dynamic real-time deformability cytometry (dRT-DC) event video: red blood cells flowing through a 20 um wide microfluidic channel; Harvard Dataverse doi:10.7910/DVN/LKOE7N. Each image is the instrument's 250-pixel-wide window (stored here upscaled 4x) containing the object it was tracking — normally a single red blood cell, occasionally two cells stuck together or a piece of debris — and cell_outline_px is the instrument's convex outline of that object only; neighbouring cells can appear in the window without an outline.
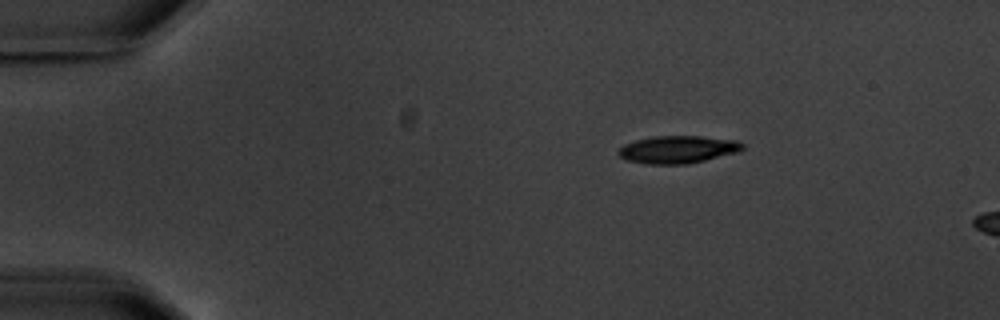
{"species": "common noctule bat (a hibernating species)", "species_latin": "Nyctalus noctula", "temperature_condition": "warm", "stored_images_in_passage": 3, "camera_frame_rate_fps": 3000, "um_per_image_px": 0.085, "animal": {"sex": "male", "body_mass_g": 20.1, "forearm_length_mm": 53.5}, "frame": {"image": 1, "passage_image": 1, "time_ms": 0.0, "image_size_px": [1000, 320], "cell_outline_px": [[744, 148], [736, 152], [688, 164], [644, 164], [628, 160], [620, 156], [616, 152], [624, 144], [636, 140], [652, 136], [700, 136], [736, 140], [744, 144]], "centroid_in_image_um": [57.58, 12.7], "position_along_channel_um": 27.4, "area_um2": 19.83}}